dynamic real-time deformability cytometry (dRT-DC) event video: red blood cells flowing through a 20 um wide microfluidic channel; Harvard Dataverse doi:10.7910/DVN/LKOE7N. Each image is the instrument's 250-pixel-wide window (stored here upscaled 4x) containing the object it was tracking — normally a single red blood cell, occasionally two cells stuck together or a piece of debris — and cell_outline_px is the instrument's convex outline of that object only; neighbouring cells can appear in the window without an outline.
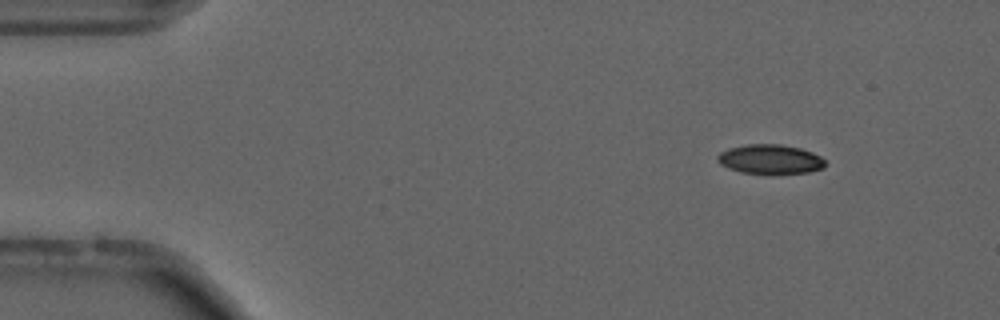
{"species": "common noctule bat (a hibernating species)", "species_latin": "Nyctalus noctula", "temperature_condition": "cold", "stored_images_in_passage": 17, "camera_frame_rate_fps": 3000, "um_per_image_px": 0.085, "animal": {"sex": "male", "forearm_length_mm": 52.5}, "frame": {"image": 1, "passage_image": 3, "time_ms": 0.667, "image_size_px": [1000, 320], "cell_outline_px": [[828, 164], [824, 168], [808, 172], [772, 176], [768, 176], [740, 172], [728, 168], [720, 164], [716, 160], [716, 156], [720, 152], [728, 148], [748, 144], [780, 144], [800, 148], [812, 152], [820, 156]], "centroid_in_image_um": [65.46, 13.57], "position_along_channel_um": 19.5, "area_um2": 19.25}}
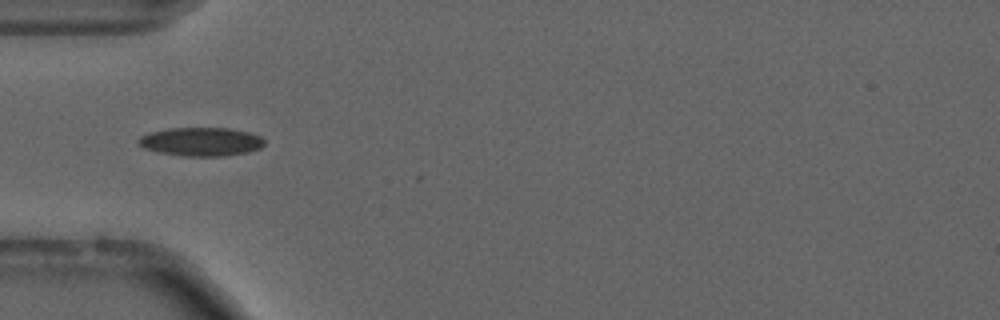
{"frame": {"image": 2, "passage_image": 14, "time_ms": 4.333, "image_size_px": [1000, 320], "cell_outline_px": [[264, 144], [260, 148], [248, 152], [224, 156], [184, 156], [156, 152], [144, 148], [136, 144], [136, 140], [140, 136], [152, 132], [168, 128], [228, 128], [248, 132], [260, 136], [264, 140]], "centroid_in_image_um": [17.05, 12.05], "position_along_channel_um": 67.9, "area_um2": 21.1}}